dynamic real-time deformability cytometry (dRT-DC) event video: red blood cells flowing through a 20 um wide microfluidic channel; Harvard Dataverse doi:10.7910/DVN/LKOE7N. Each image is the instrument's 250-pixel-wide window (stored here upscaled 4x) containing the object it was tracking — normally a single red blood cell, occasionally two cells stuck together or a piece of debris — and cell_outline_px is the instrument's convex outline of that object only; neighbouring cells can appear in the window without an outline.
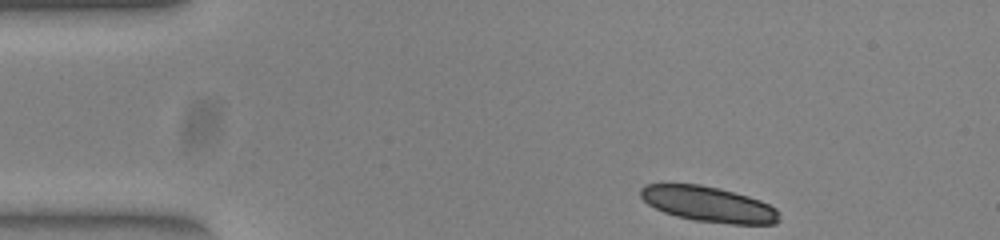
{"species": "common noctule bat (a hibernating species)", "species_latin": "Nyctalus noctula", "temperature_condition": "warm", "stored_images_in_passage": 37, "camera_frame_rate_fps": 3000, "um_per_image_px": 0.085, "animal": {"sex": "female", "body_mass_g": 23.0, "forearm_length_mm": 53.4}, "frame": {"image": 1, "passage_image": 1, "time_ms": 0.0, "image_size_px": [1000, 240], "cell_outline_px": [[780, 220], [776, 224], [732, 224], [692, 220], [676, 216], [664, 212], [648, 204], [640, 196], [640, 188], [644, 184], [700, 184], [720, 188], [748, 196], [760, 200], [776, 208], [780, 212]], "centroid_in_image_um": [60.25, 17.36], "position_along_channel_um": 24.8, "area_um2": 28.78}}
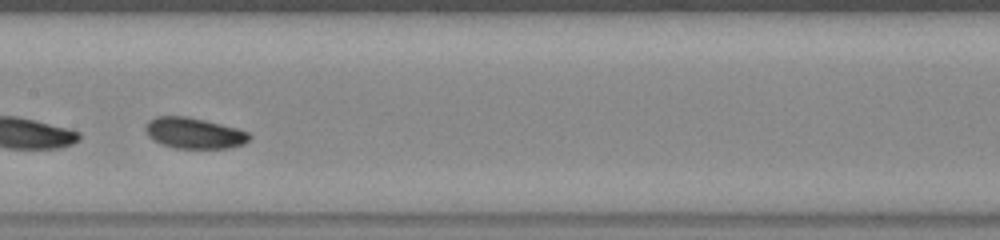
{"frame": {"image": 2, "passage_image": 20, "time_ms": 6.333, "image_size_px": [1000, 240], "cell_outline_px": [[252, 136], [244, 144], [228, 148], [176, 148], [160, 144], [148, 136], [144, 128], [148, 120], [156, 116], [188, 116], [236, 128], [248, 132]], "centroid_in_image_um": [16.47, 11.31], "position_along_channel_um": 190.9, "area_um2": 18.73}, "authors_computed_cell_mechanics": {"area_um2": 18.4382, "velocity_mm_per_s": 3.8639, "shape_relaxation_time_tau1_ms": 1.1441, "shape_relaxation_time_tau2_ms": 5.8051, "deformation_change_tau1": 0.0825, "deformation_change_tau2": 0.121}}